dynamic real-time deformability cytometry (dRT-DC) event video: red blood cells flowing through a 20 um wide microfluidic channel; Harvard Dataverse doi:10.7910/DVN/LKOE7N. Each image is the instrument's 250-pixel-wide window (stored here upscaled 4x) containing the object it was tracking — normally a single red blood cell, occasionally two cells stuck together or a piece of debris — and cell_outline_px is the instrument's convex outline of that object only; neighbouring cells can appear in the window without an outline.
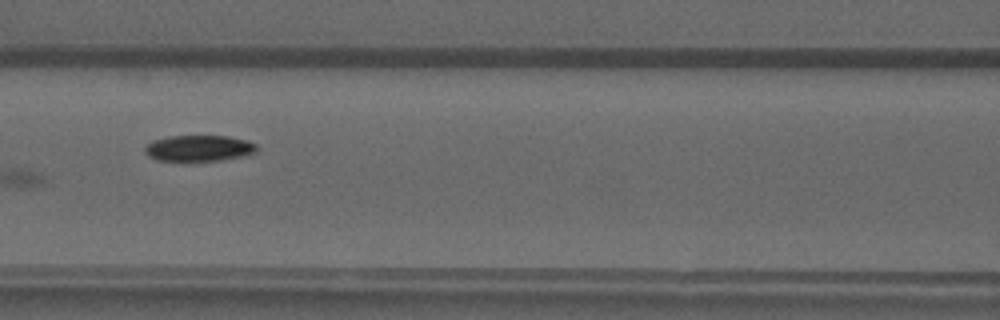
{"species": "common noctule bat (a hibernating species)", "species_latin": "Nyctalus noctula", "temperature_condition": "warm", "stored_images_in_passage": 6, "camera_frame_rate_fps": 3000, "um_per_image_px": 0.085, "animal": {"sex": "male", "forearm_length_mm": 52.5}, "frame": {"image": 1, "passage_image": 6, "time_ms": 6.0, "image_size_px": [1000, 320], "cell_outline_px": [[256, 152], [244, 156], [220, 160], [192, 164], [180, 164], [156, 160], [148, 156], [144, 152], [144, 148], [152, 140], [168, 136], [228, 136], [248, 140], [256, 144]], "centroid_in_image_um": [16.84, 12.66], "position_along_channel_um": 149.8, "area_um2": 18.03}}